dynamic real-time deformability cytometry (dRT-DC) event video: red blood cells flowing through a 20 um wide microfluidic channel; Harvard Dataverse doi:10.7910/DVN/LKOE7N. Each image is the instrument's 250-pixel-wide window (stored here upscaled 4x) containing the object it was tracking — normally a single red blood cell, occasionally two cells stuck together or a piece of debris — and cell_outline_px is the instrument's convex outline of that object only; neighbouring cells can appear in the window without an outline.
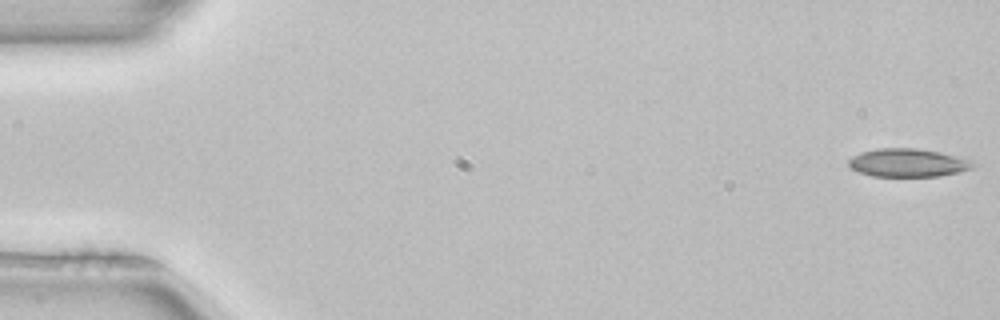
{"species": "common noctule bat (a hibernating species)", "species_latin": "Nyctalus noctula", "temperature_condition": "room temperature", "stored_images_in_passage": 14, "camera_frame_rate_fps": 3000, "um_per_image_px": 0.085, "animal": {"sex": "female", "body_mass_g": 22.7, "forearm_length_mm": 54.2}, "frame": {"image": 1, "passage_image": 1, "time_ms": 0.0, "image_size_px": [1000, 320], "cell_outline_px": [[976, 164], [972, 168], [960, 172], [940, 176], [872, 176], [856, 172], [848, 164], [848, 160], [852, 156], [860, 152], [876, 148], [916, 148], [940, 152], [972, 160]], "centroid_in_image_um": [77.15, 13.83], "position_along_channel_um": 7.8, "area_um2": 20.63}}
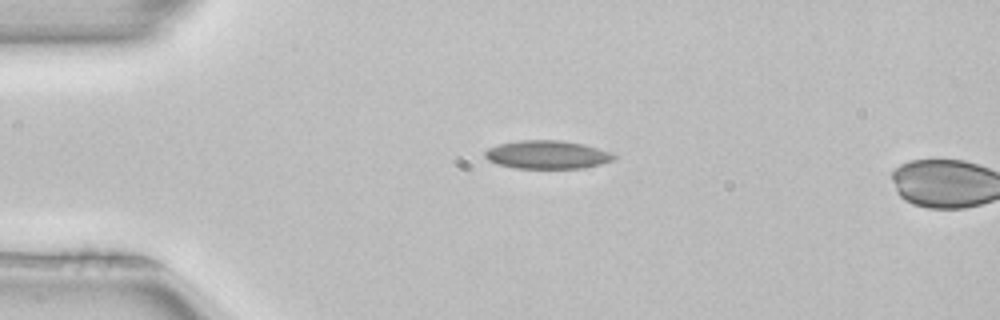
{"frame": {"image": 2, "passage_image": 12, "time_ms": 3.667, "image_size_px": [1000, 320], "cell_outline_px": [[616, 160], [584, 168], [516, 168], [496, 164], [488, 160], [484, 156], [484, 152], [488, 148], [500, 144], [516, 140], [564, 140], [584, 144], [608, 152], [616, 156]], "centroid_in_image_um": [46.49, 13.14], "position_along_channel_um": 38.5, "area_um2": 21.33}}